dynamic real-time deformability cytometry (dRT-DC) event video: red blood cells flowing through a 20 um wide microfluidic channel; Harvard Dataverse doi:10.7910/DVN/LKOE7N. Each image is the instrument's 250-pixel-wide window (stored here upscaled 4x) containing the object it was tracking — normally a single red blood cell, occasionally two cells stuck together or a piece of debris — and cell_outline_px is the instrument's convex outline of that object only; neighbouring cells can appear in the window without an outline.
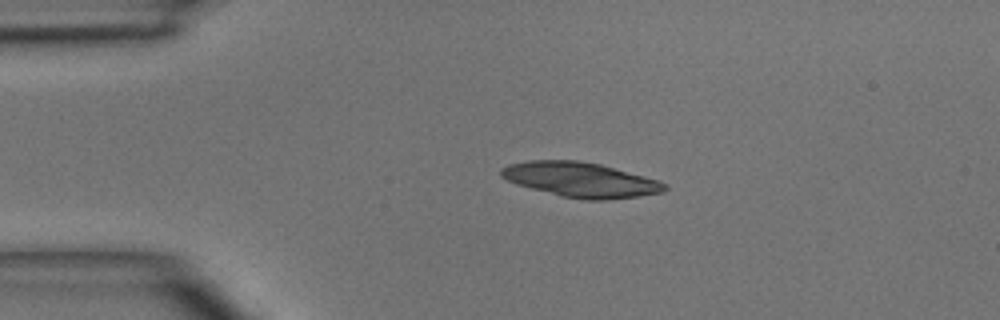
{"species": "common noctule bat (a hibernating species)", "species_latin": "Nyctalus noctula", "temperature_condition": "room temperature", "stored_images_in_passage": 4, "camera_frame_rate_fps": 3000, "um_per_image_px": 0.085, "animal": {"sex": "male", "body_mass_g": 15.6}, "frame": {"image": 1, "passage_image": 2, "time_ms": 1.0, "image_size_px": [1000, 320], "cell_outline_px": [[668, 188], [664, 192], [640, 196], [604, 200], [588, 200], [560, 196], [516, 184], [500, 176], [500, 168], [508, 164], [528, 160], [580, 160], [600, 164], [660, 180], [668, 184]], "centroid_in_image_um": [49.37, 15.27], "position_along_channel_um": 35.6, "area_um2": 33.41}}